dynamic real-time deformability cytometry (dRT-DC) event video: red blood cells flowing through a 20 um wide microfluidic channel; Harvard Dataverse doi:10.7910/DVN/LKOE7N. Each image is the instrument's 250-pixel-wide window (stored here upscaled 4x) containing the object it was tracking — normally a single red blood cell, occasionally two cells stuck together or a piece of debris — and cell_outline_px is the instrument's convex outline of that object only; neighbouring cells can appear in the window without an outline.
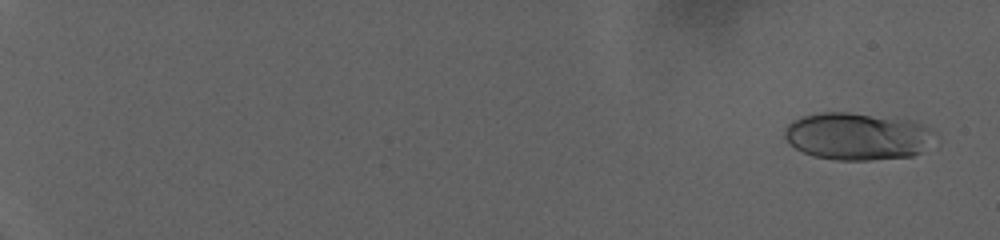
{"species": "human", "species_latin": "Homo sapiens", "temperature_condition": "warm", "stored_images_in_passage": 81, "camera_frame_rate_fps": 3000, "um_per_image_px": 0.085, "donor": {"sex": "female"}, "frame": {"image": 1, "passage_image": 4, "time_ms": 1.0, "image_size_px": [1000, 240], "cell_outline_px": [[940, 140], [920, 152], [912, 156], [868, 160], [836, 160], [812, 156], [796, 148], [784, 136], [784, 132], [788, 124], [792, 120], [800, 116], [820, 112], [848, 112], [912, 120], [936, 132]], "centroid_in_image_um": [72.94, 11.58], "position_along_channel_um": 12.1, "area_um2": 41.91}}
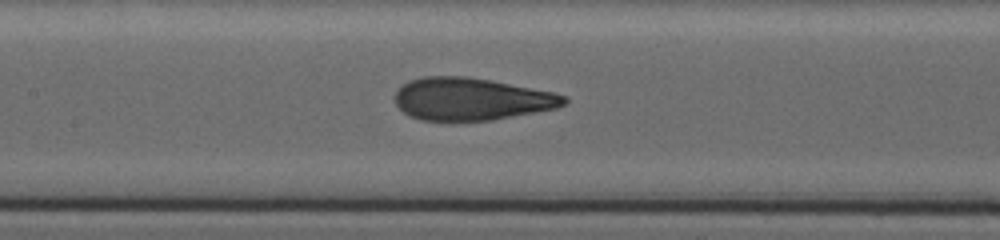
{"frame": {"image": 2, "passage_image": 46, "time_ms": 15.0, "image_size_px": [1000, 240], "cell_outline_px": [[568, 100], [564, 104], [556, 108], [492, 120], [420, 120], [408, 116], [396, 104], [396, 92], [404, 84], [412, 80], [424, 76], [468, 76], [492, 80], [556, 92], [568, 96]], "centroid_in_image_um": [40.1, 8.41], "position_along_channel_um": 167.3, "area_um2": 41.79}}
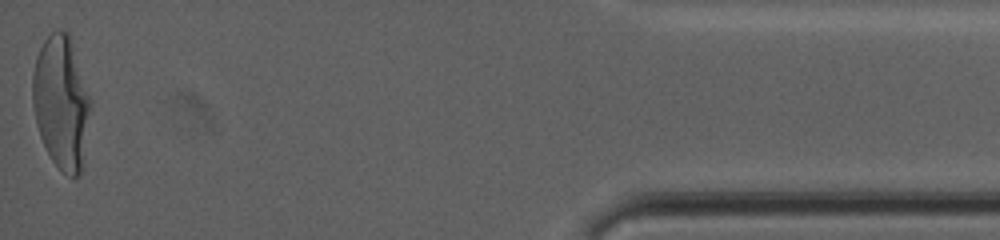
{"frame": {"image": 3, "passage_image": 81, "time_ms": 26.667, "image_size_px": [1000, 240], "cell_outline_px": [[92, 104], [80, 176], [72, 180], [52, 160], [40, 136], [36, 124], [32, 104], [32, 72], [36, 56], [44, 40], [52, 32], [68, 32], [92, 100]], "centroid_in_image_um": [5.21, 8.73], "position_along_channel_um": 430.0, "area_um2": 45.03}, "authors_computed_cell_mechanics": {"area_um2": 41.2692, "velocity_mm_per_s": 2.7895, "shape_relaxation_time_tau1_ms": 7.6137, "shape_relaxation_time_tau2_ms": null, "deformation_change_tau1": 0.2774, "deformation_change_tau2": null}}